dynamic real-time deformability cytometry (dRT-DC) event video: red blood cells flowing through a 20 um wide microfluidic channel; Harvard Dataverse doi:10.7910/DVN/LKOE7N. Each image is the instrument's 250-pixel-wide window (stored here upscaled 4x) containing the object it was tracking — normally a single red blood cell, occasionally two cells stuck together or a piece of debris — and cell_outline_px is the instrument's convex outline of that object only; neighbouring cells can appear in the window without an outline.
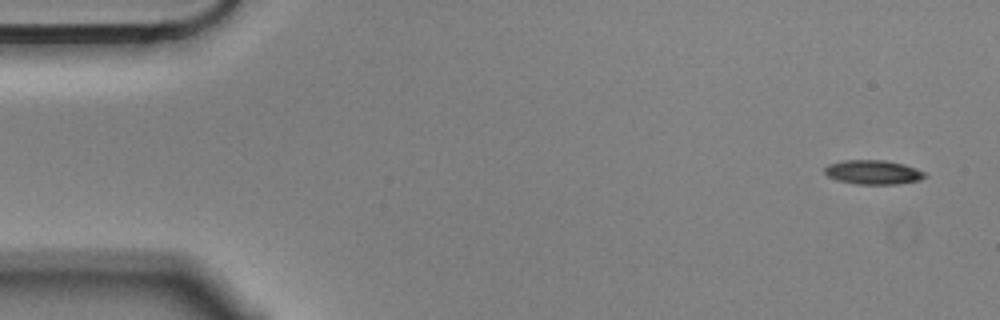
{"species": "Egyptian fruit bat (a non-hibernating species)", "species_latin": "Rousettus aegyptiacus", "temperature_condition": "cold", "stored_images_in_passage": 6, "camera_frame_rate_fps": 3000, "um_per_image_px": 0.085, "animal": {"sex": "male"}, "frame": {"image": 1, "passage_image": 1, "time_ms": 0.0, "image_size_px": [1000, 320], "cell_outline_px": [[928, 176], [920, 180], [896, 184], [856, 184], [836, 180], [828, 176], [824, 172], [824, 168], [828, 164], [844, 160], [884, 160], [904, 164], [916, 168], [924, 172]], "centroid_in_image_um": [74.21, 14.64], "position_along_channel_um": 10.8, "area_um2": 14.22}}
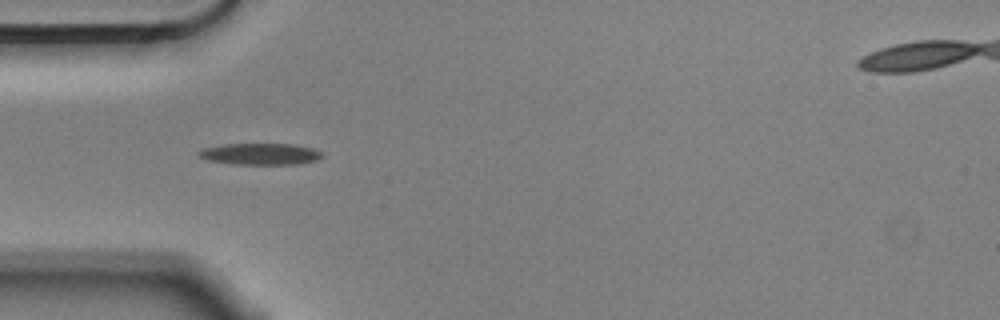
{"frame": {"image": 2, "passage_image": 5, "time_ms": 1.333, "image_size_px": [1000, 320], "cell_outline_px": [[324, 156], [316, 160], [300, 164], [236, 164], [208, 160], [200, 156], [196, 152], [204, 148], [224, 144], [292, 144], [312, 148], [320, 152]], "centroid_in_image_um": [22.14, 13.09], "position_along_channel_um": 62.9, "area_um2": 15.32}}
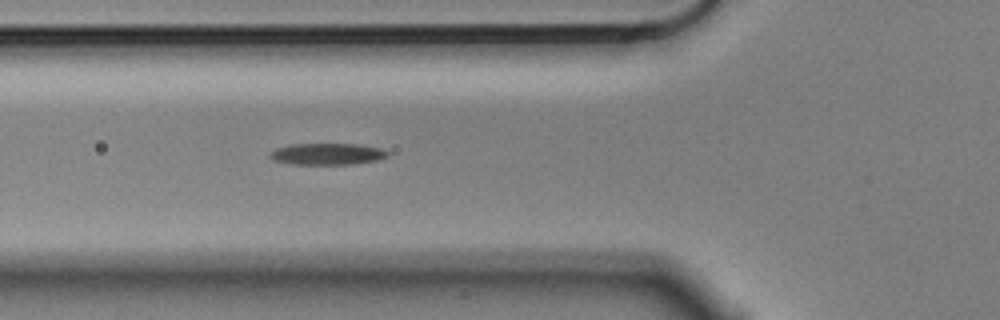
{"frame": {"image": 3, "passage_image": 6, "time_ms": 1.667, "image_size_px": [1000, 320], "cell_outline_px": [[388, 156], [380, 160], [352, 164], [292, 164], [272, 160], [268, 156], [268, 152], [276, 148], [292, 144], [360, 144], [380, 148], [388, 152]], "centroid_in_image_um": [27.8, 13.09], "position_along_channel_um": 98.0, "area_um2": 14.91}}